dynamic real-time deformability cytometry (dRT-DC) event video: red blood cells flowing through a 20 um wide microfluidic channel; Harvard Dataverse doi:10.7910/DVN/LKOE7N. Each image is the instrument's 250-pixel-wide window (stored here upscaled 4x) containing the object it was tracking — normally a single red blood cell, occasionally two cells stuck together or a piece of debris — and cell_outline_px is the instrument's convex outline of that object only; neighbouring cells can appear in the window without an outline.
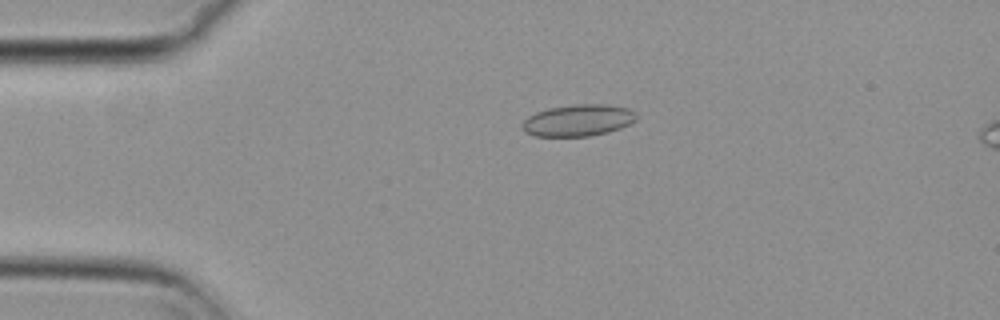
{"species": "common noctule bat (a hibernating species)", "species_latin": "Nyctalus noctula", "temperature_condition": "cold", "stored_images_in_passage": 39, "camera_frame_rate_fps": 3000, "um_per_image_px": 0.085, "animal": {"sex": "female", "body_mass_g": 29.2, "forearm_length_mm": 56.3}, "frame": {"image": 1, "passage_image": 6, "time_ms": 1.667, "image_size_px": [1000, 320], "cell_outline_px": [[636, 120], [620, 128], [608, 132], [588, 136], [536, 136], [524, 132], [520, 128], [520, 124], [528, 116], [536, 112], [548, 108], [576, 104], [608, 104], [628, 108], [636, 112]], "centroid_in_image_um": [49.11, 10.22], "position_along_channel_um": 35.9, "area_um2": 21.21}}
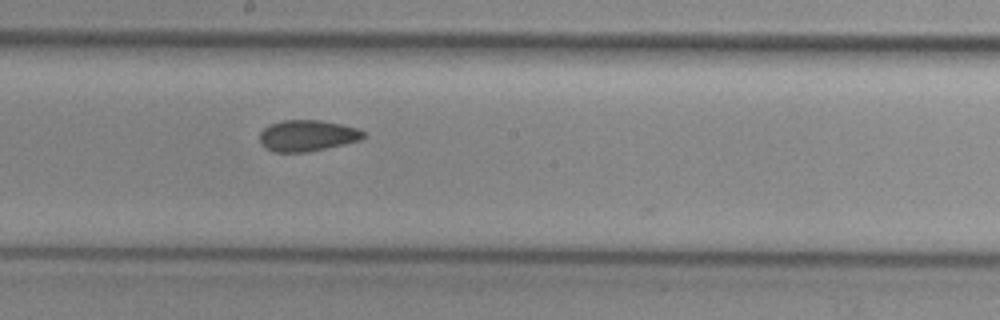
{"frame": {"image": 2, "passage_image": 24, "time_ms": 7.667, "image_size_px": [1000, 320], "cell_outline_px": [[364, 136], [360, 140], [308, 152], [272, 152], [264, 148], [260, 144], [260, 132], [264, 128], [272, 124], [284, 120], [320, 120], [340, 124], [356, 128], [364, 132]], "centroid_in_image_um": [26.07, 11.54], "position_along_channel_um": 222.1, "area_um2": 18.73}}
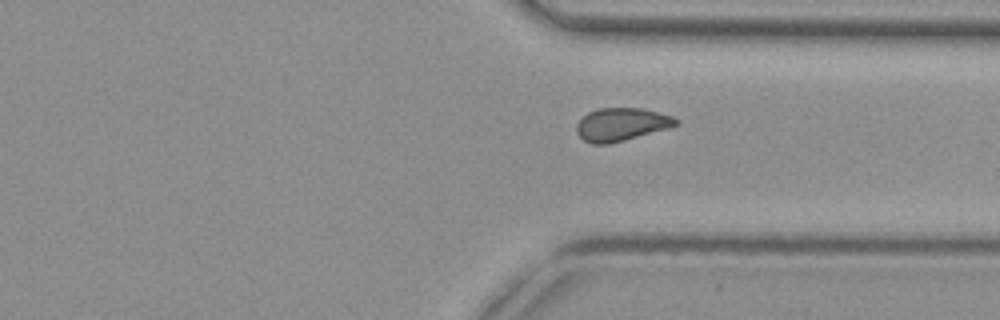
{"frame": {"image": 3, "passage_image": 35, "time_ms": 11.333, "image_size_px": [1000, 320], "cell_outline_px": [[680, 124], [668, 128], [624, 140], [608, 144], [592, 144], [584, 140], [576, 132], [576, 124], [588, 112], [600, 108], [640, 108], [672, 116], [680, 120]], "centroid_in_image_um": [52.82, 10.57], "position_along_channel_um": 358.6, "area_um2": 18.96}}